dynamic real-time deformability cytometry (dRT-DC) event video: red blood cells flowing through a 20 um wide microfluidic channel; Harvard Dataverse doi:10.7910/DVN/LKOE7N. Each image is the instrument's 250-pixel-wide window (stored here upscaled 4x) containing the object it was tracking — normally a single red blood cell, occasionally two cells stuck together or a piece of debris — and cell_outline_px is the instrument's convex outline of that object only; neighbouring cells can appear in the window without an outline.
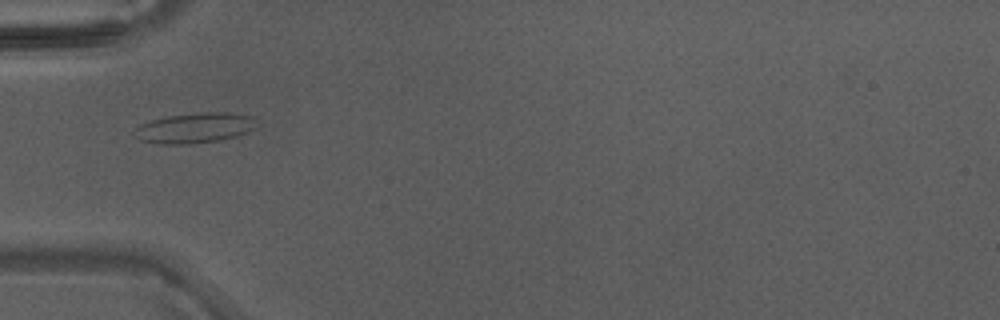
{"species": "Egyptian fruit bat (a non-hibernating species)", "species_latin": "Rousettus aegyptiacus", "temperature_condition": "warm", "stored_images_in_passage": 12, "camera_frame_rate_fps": 3000, "um_per_image_px": 0.085, "animal": {"sex": "male"}, "frame": {"image": 1, "passage_image": 7, "time_ms": 2.0, "image_size_px": [1000, 320], "cell_outline_px": [[256, 128], [236, 136], [220, 140], [188, 144], [164, 144], [140, 140], [132, 132], [140, 124], [152, 120], [168, 116], [200, 112], [232, 112], [252, 116]], "centroid_in_image_um": [16.55, 10.87], "position_along_channel_um": 68.5, "area_um2": 21.44}}
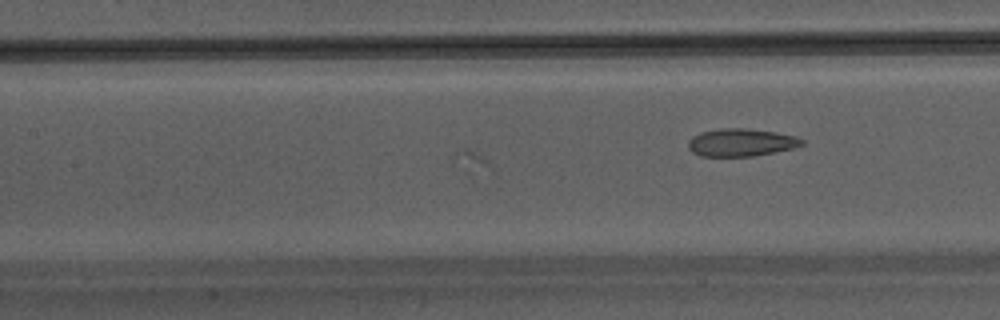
{"frame": {"image": 2, "passage_image": 12, "time_ms": 3.667, "image_size_px": [1000, 320], "cell_outline_px": [[804, 144], [796, 148], [776, 152], [752, 156], [700, 156], [692, 152], [688, 148], [688, 140], [692, 136], [700, 132], [720, 128], [748, 128], [776, 132], [796, 136], [804, 140]], "centroid_in_image_um": [63.0, 12.1], "position_along_channel_um": 144.4, "area_um2": 18.61}}